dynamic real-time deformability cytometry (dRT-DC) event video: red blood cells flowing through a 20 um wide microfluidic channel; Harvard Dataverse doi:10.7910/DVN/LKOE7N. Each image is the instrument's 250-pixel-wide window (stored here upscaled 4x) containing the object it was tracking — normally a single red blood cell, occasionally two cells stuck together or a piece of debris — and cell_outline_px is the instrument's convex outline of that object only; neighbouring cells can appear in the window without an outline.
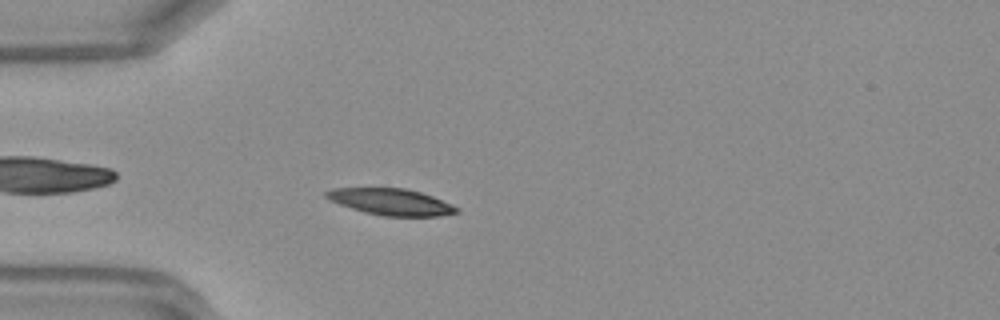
{"species": "Egyptian fruit bat (a non-hibernating species)", "species_latin": "Rousettus aegyptiacus", "temperature_condition": "warm", "stored_images_in_passage": 48, "camera_frame_rate_fps": 3000, "um_per_image_px": 0.085, "frame": {"image": 1, "passage_image": 13, "time_ms": 4.0, "image_size_px": [1000, 320], "cell_outline_px": [[460, 212], [440, 216], [384, 216], [364, 212], [328, 200], [324, 196], [324, 192], [332, 188], [404, 188], [420, 192], [432, 196], [452, 204], [460, 208]], "centroid_in_image_um": [33.24, 17.16], "position_along_channel_um": 51.8, "area_um2": 20.17}}
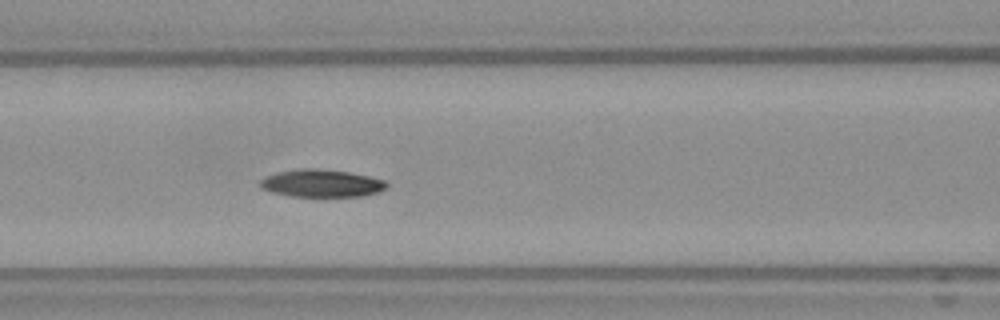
{"frame": {"image": 2, "passage_image": 20, "time_ms": 6.333, "image_size_px": [1000, 320], "cell_outline_px": [[388, 188], [380, 192], [360, 196], [292, 196], [272, 192], [260, 188], [260, 180], [276, 172], [300, 168], [316, 168], [348, 172], [368, 176], [384, 180], [388, 184]], "centroid_in_image_um": [27.34, 15.57], "position_along_channel_um": 139.3, "area_um2": 20.29}}
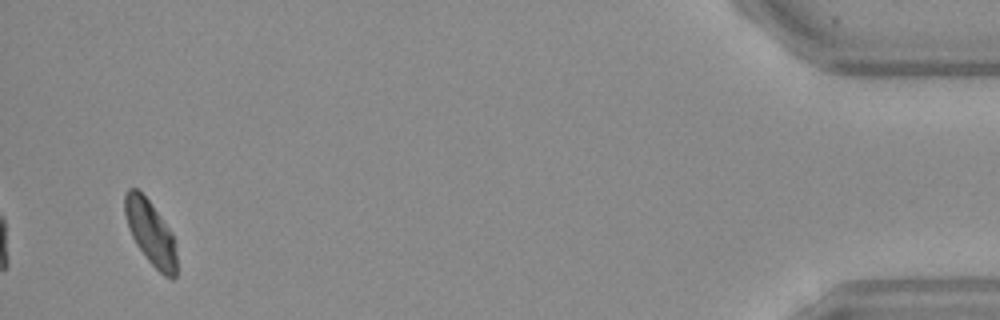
{"frame": {"image": 3, "passage_image": 46, "time_ms": 15.0, "image_size_px": [1000, 320], "cell_outline_px": [[176, 276], [172, 280], [164, 276], [148, 260], [136, 244], [128, 228], [124, 212], [124, 196], [128, 188], [136, 188], [148, 200], [172, 232], [176, 252]], "centroid_in_image_um": [12.79, 19.79], "position_along_channel_um": 422.4, "area_um2": 19.25}, "authors_computed_cell_mechanics": {"area_um2": 19.9121, "velocity_mm_per_s": 4.1848, "shape_relaxation_time_tau1_ms": 7.5319, "shape_relaxation_time_tau2_ms": null, "deformation_change_tau1": 0.1664, "deformation_change_tau2": null}}